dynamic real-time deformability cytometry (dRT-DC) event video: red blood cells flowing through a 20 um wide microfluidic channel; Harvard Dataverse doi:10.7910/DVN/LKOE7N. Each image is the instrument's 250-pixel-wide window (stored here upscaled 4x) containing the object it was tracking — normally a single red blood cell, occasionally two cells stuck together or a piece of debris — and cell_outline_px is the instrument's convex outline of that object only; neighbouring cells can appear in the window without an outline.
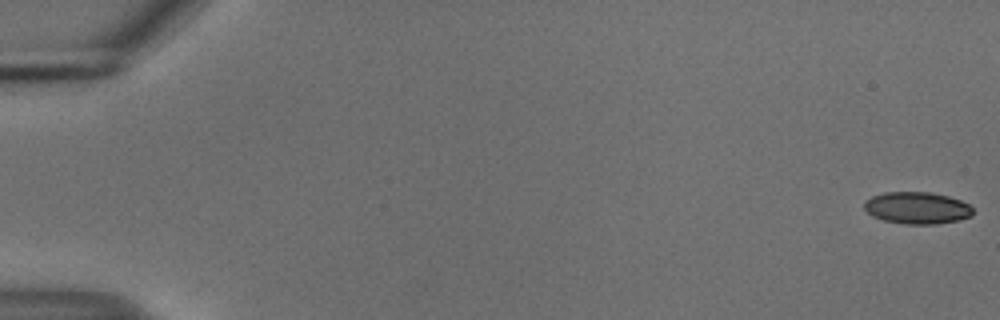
{"species": "common noctule bat (a hibernating species)", "species_latin": "Nyctalus noctula", "temperature_condition": "cold", "stored_images_in_passage": 55, "camera_frame_rate_fps": 3000, "um_per_image_px": 0.085, "animal": {"sex": "male", "body_mass_g": 18.8}, "frame": {"image": 1, "passage_image": 1, "time_ms": 0.0, "image_size_px": [1000, 320], "cell_outline_px": [[972, 216], [960, 220], [936, 224], [904, 224], [884, 220], [872, 216], [864, 208], [864, 200], [872, 196], [884, 192], [928, 192], [948, 196], [960, 200], [968, 204], [972, 208]], "centroid_in_image_um": [77.94, 17.67], "position_along_channel_um": 7.1, "area_um2": 20.29}}
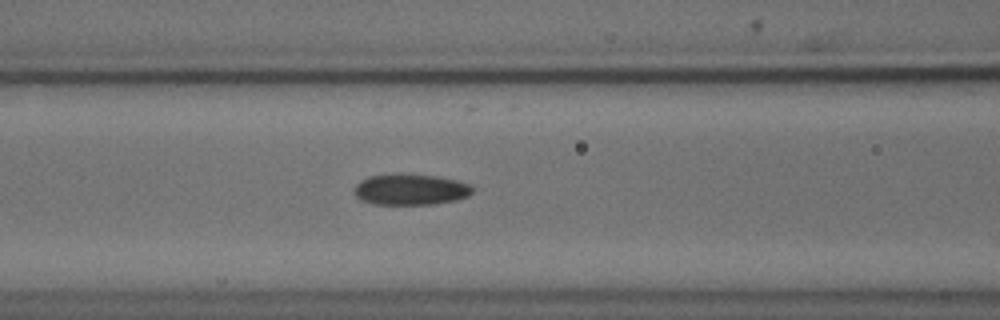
{"frame": {"image": 2, "passage_image": 24, "time_ms": 7.667, "image_size_px": [1000, 320], "cell_outline_px": [[472, 192], [468, 196], [456, 200], [432, 204], [376, 204], [360, 200], [356, 196], [356, 184], [360, 180], [368, 176], [436, 176], [456, 180], [468, 184], [472, 188]], "centroid_in_image_um": [34.91, 16.14], "position_along_channel_um": 131.7, "area_um2": 20.52}}
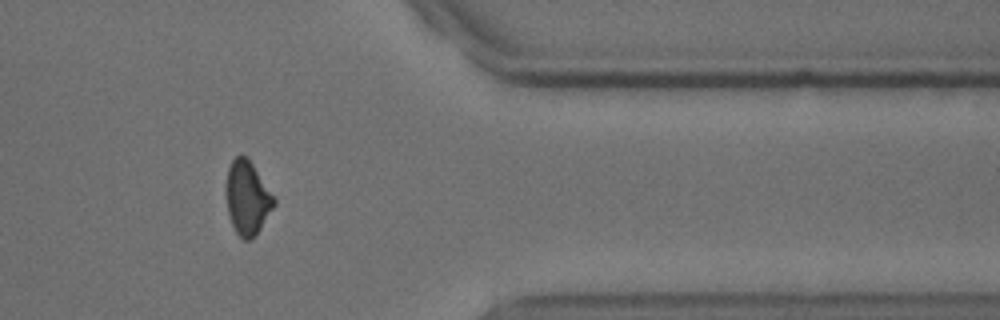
{"frame": {"image": 3, "passage_image": 46, "time_ms": 15.0, "image_size_px": [1000, 320], "cell_outline_px": [[276, 204], [252, 240], [244, 240], [236, 232], [232, 224], [228, 212], [228, 168], [232, 160], [236, 156], [248, 156], [276, 200]], "centroid_in_image_um": [21.06, 16.82], "position_along_channel_um": 390.3, "area_um2": 20.06}, "authors_computed_cell_mechanics": {"area_um2": 21.097, "velocity_mm_per_s": 3.7282, "shape_relaxation_time_tau1_ms": 6.2726, "shape_relaxation_time_tau2_ms": 3.4733, "deformation_change_tau1": 0.1267, "deformation_change_tau2": 0.0899}}